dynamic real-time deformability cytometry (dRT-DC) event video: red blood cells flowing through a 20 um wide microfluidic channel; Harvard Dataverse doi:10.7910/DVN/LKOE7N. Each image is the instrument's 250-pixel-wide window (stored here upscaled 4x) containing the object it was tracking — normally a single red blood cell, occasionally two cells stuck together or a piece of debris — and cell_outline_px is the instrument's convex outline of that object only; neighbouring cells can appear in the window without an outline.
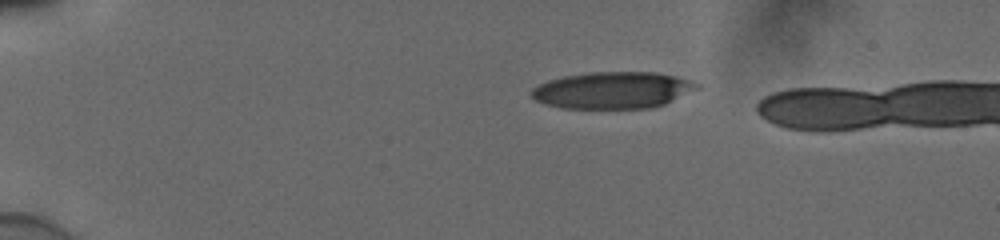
{"species": "human", "species_latin": "Homo sapiens", "temperature_condition": "cold", "stored_images_in_passage": 8, "camera_frame_rate_fps": 3000, "um_per_image_px": 0.085, "donor": {"sex": "male"}, "frame": {"image": 1, "passage_image": 1, "time_ms": 0.0, "image_size_px": [1000, 240], "cell_outline_px": [[700, 88], [664, 104], [652, 108], [560, 108], [544, 104], [536, 100], [528, 92], [536, 84], [548, 80], [564, 76], [588, 72], [656, 72], [676, 76], [692, 80], [700, 84]], "centroid_in_image_um": [52.06, 7.66], "position_along_channel_um": 32.9, "area_um2": 35.78}}